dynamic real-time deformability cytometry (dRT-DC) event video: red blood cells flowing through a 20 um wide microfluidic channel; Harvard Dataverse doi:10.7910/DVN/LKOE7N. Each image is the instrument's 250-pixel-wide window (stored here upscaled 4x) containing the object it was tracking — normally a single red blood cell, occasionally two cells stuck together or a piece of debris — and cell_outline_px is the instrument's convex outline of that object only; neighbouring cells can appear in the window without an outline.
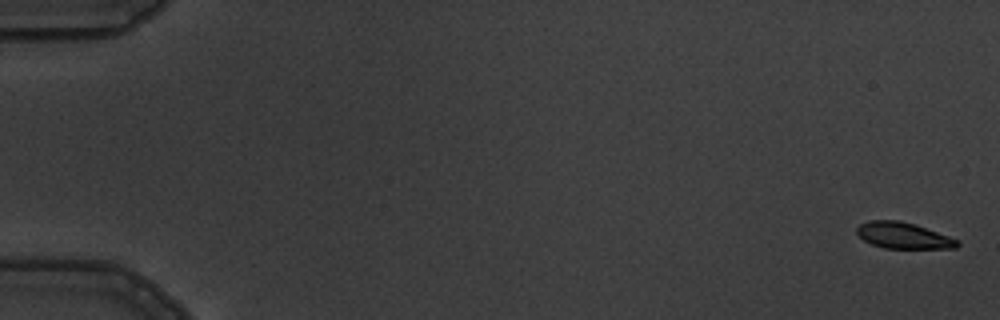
{"species": "common noctule bat (a hibernating species)", "species_latin": "Nyctalus noctula", "temperature_condition": "warm", "stored_images_in_passage": 8, "camera_frame_rate_fps": 3000, "um_per_image_px": 0.085, "animal": {"sex": "male", "body_mass_g": 19.5, "forearm_length_mm": 54.6}, "frame": {"image": 1, "passage_image": 1, "time_ms": 0.0, "image_size_px": [1000, 320], "cell_outline_px": [[960, 244], [956, 248], [884, 248], [872, 244], [864, 240], [856, 232], [856, 228], [860, 224], [868, 220], [900, 220], [916, 224], [948, 236], [956, 240]], "centroid_in_image_um": [76.75, 20.01], "position_along_channel_um": 8.2, "area_um2": 15.26}}
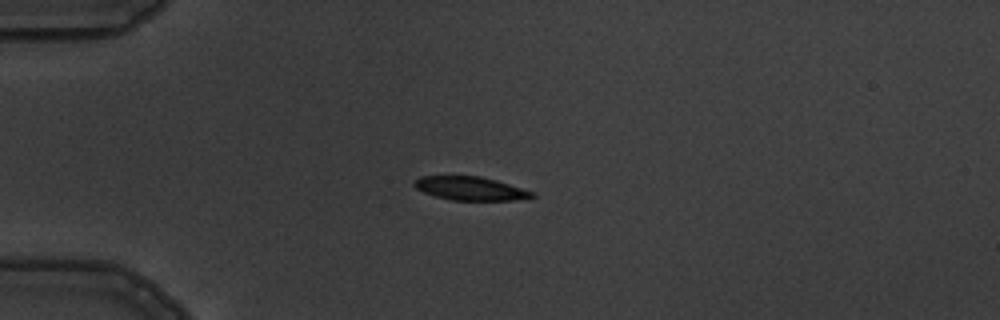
{"frame": {"image": 2, "passage_image": 5, "time_ms": 4.667, "image_size_px": [1000, 320], "cell_outline_px": [[536, 196], [528, 200], [452, 200], [436, 196], [424, 192], [416, 188], [412, 184], [420, 176], [480, 176], [496, 180], [536, 192]], "centroid_in_image_um": [40.06, 16.03], "position_along_channel_um": 44.9, "area_um2": 16.3}}
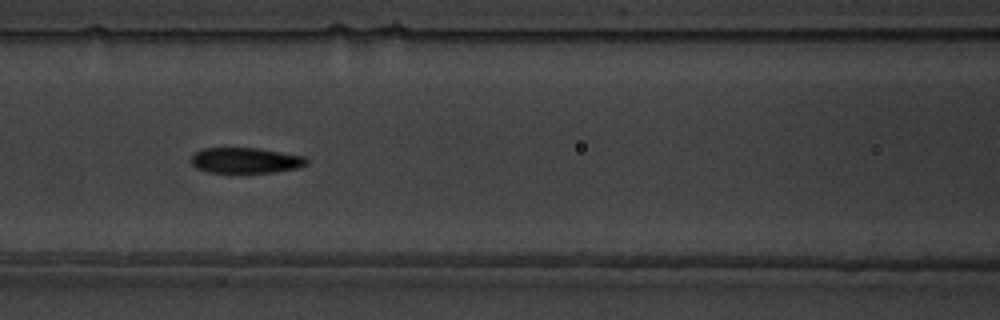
{"frame": {"image": 3, "passage_image": 8, "time_ms": 8.0, "image_size_px": [1000, 320], "cell_outline_px": [[308, 164], [300, 168], [276, 172], [208, 172], [196, 168], [188, 160], [196, 152], [204, 148], [256, 148], [304, 156], [308, 160]], "centroid_in_image_um": [20.88, 13.64], "position_along_channel_um": 145.7, "area_um2": 17.22}}